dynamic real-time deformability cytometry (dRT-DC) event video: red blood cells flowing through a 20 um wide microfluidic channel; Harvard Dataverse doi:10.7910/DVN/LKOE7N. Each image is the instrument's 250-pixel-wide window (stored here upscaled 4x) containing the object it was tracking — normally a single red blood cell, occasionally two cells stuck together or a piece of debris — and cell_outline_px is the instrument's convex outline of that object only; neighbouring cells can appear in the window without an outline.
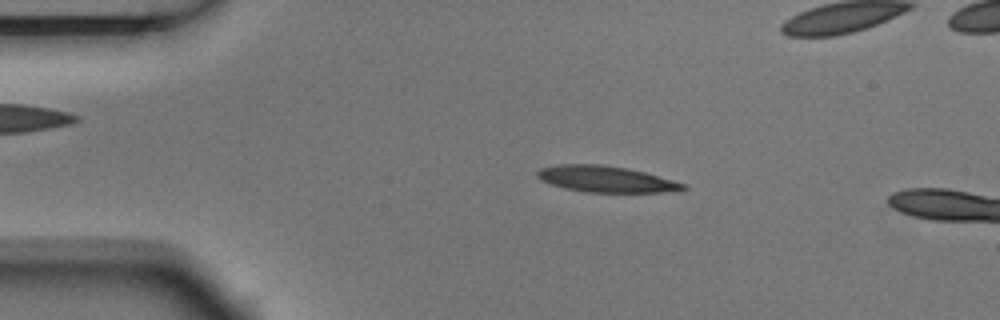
{"species": "Egyptian fruit bat (a non-hibernating species)", "species_latin": "Rousettus aegyptiacus", "temperature_condition": "room temperature", "stored_images_in_passage": 4, "camera_frame_rate_fps": 3000, "um_per_image_px": 0.085, "animal": {"sex": "male"}, "frame": {"image": 1, "passage_image": 2, "time_ms": 0.333, "image_size_px": [1000, 320], "cell_outline_px": [[688, 188], [680, 192], [588, 192], [564, 188], [540, 180], [536, 176], [536, 172], [540, 168], [556, 164], [600, 164], [628, 168], [644, 172], [688, 184]], "centroid_in_image_um": [51.55, 15.22], "position_along_channel_um": 33.4, "area_um2": 22.54}}